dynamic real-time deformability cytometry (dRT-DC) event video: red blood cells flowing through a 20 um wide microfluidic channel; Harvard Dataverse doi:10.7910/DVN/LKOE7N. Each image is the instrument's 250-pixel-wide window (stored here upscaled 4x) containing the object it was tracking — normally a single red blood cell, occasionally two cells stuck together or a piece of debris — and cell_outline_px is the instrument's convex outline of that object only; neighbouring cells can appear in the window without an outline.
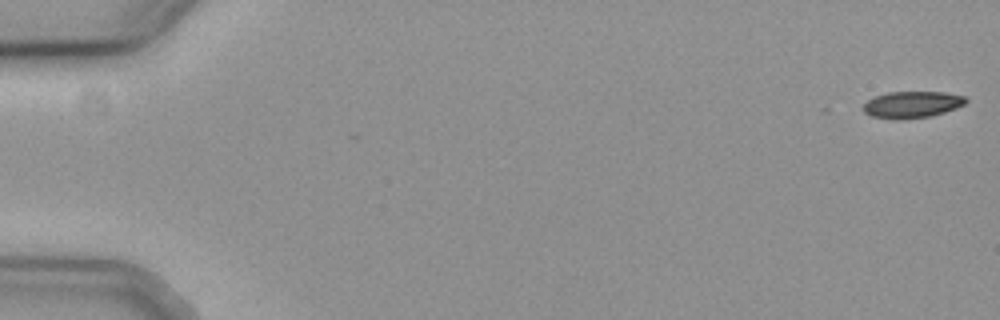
{"species": "common noctule bat (a hibernating species)", "species_latin": "Nyctalus noctula", "temperature_condition": "cold", "stored_images_in_passage": 14, "camera_frame_rate_fps": 3000, "um_per_image_px": 0.085, "animal": {"sex": "female", "body_mass_g": 19.3, "forearm_length_mm": 54.1}, "frame": {"image": 1, "passage_image": 1, "time_ms": 0.0, "image_size_px": [1000, 320], "cell_outline_px": [[968, 100], [964, 104], [956, 108], [944, 112], [928, 116], [872, 116], [864, 112], [864, 104], [868, 100], [876, 96], [888, 92], [944, 92], [964, 96]], "centroid_in_image_um": [77.59, 8.82], "position_along_channel_um": 7.4, "area_um2": 14.91}}